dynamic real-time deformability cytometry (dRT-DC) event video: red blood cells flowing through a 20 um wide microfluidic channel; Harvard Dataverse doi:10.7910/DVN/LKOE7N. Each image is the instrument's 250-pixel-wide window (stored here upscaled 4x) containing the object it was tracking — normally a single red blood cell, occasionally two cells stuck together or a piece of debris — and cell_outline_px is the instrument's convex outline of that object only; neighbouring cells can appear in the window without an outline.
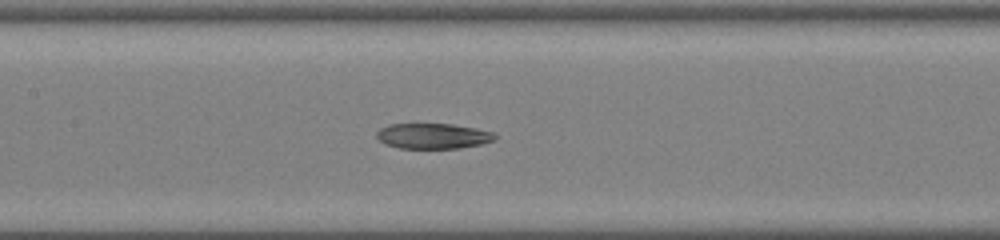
{"species": "common noctule bat (a hibernating species)", "species_latin": "Nyctalus noctula", "temperature_condition": "warm", "stored_images_in_passage": 44, "camera_frame_rate_fps": 3000, "um_per_image_px": 0.085, "animal": {"sex": "male", "body_mass_g": 19.0, "forearm_length_mm": 50.8}, "frame": {"image": 1, "passage_image": 22, "time_ms": 7.0, "image_size_px": [1000, 240], "cell_outline_px": [[496, 136], [492, 140], [480, 144], [460, 148], [400, 148], [384, 144], [376, 136], [376, 132], [380, 128], [388, 124], [452, 124], [476, 128], [492, 132]], "centroid_in_image_um": [36.75, 11.55], "position_along_channel_um": 170.6, "area_um2": 17.4}}
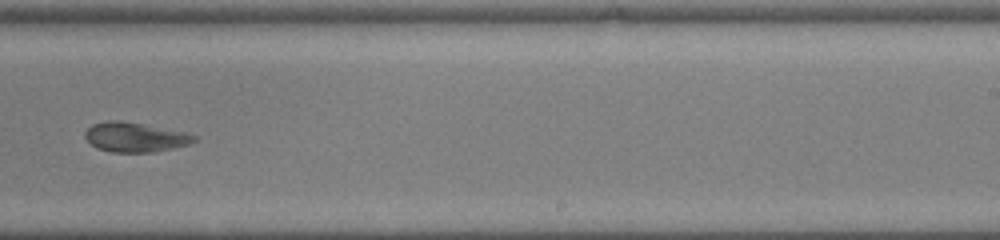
{"frame": {"image": 2, "passage_image": 29, "time_ms": 9.333, "image_size_px": [1000, 240], "cell_outline_px": [[200, 140], [192, 144], [156, 152], [112, 152], [96, 148], [84, 136], [84, 132], [92, 124], [108, 120], [120, 120], [188, 132], [200, 136]], "centroid_in_image_um": [11.58, 11.66], "position_along_channel_um": 277.4, "area_um2": 19.25}}
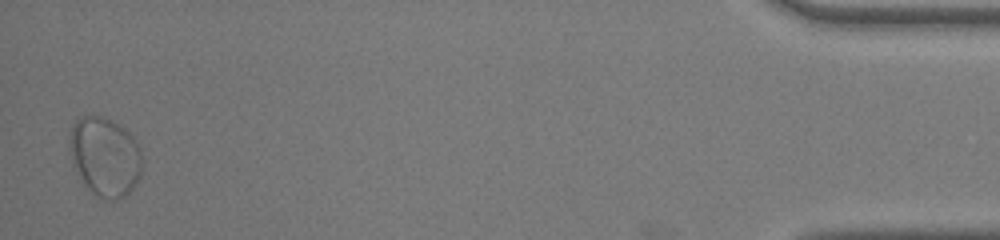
{"frame": {"image": 3, "passage_image": 44, "time_ms": 14.333, "image_size_px": [1000, 240], "cell_outline_px": [[140, 176], [132, 188], [120, 200], [104, 200], [92, 192], [84, 184], [72, 164], [68, 148], [68, 136], [72, 124], [80, 116], [100, 116], [112, 120], [124, 128], [136, 140], [140, 148]], "centroid_in_image_um": [8.87, 13.3], "position_along_channel_um": 426.3, "area_um2": 33.7}}